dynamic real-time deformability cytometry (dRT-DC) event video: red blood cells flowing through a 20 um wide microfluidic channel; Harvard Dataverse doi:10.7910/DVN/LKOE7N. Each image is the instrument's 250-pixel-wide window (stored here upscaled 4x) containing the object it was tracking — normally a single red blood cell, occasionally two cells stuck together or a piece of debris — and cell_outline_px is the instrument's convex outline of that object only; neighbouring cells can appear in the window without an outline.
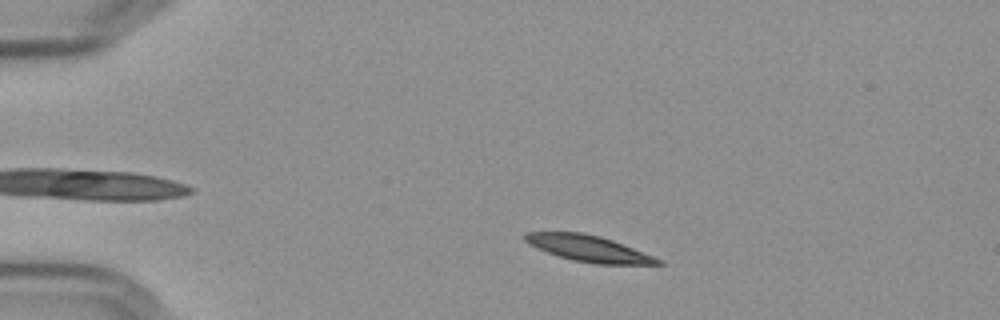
{"species": "Egyptian fruit bat (a non-hibernating species)", "species_latin": "Rousettus aegyptiacus", "temperature_condition": "cold", "stored_images_in_passage": 47, "camera_frame_rate_fps": 3000, "um_per_image_px": 0.085, "frame": {"image": 1, "passage_image": 2, "time_ms": 0.333, "image_size_px": [1000, 320], "cell_outline_px": [[664, 264], [596, 264], [572, 260], [536, 248], [528, 244], [524, 240], [524, 232], [584, 232], [600, 236], [612, 240], [652, 256], [660, 260]], "centroid_in_image_um": [49.96, 21.11], "position_along_channel_um": 35.0, "area_um2": 20.0}}
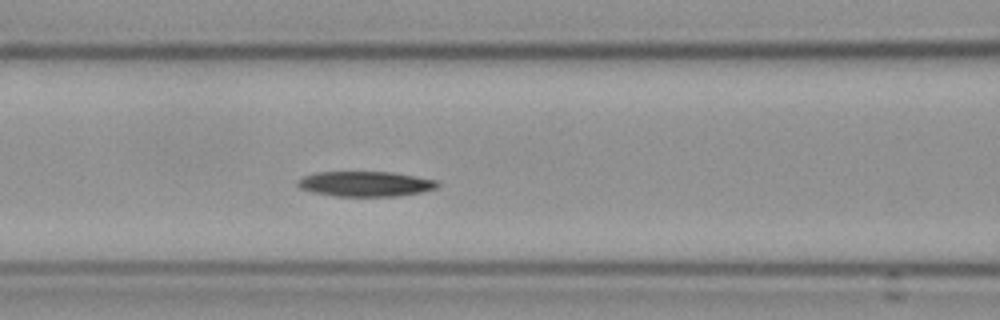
{"frame": {"image": 2, "passage_image": 15, "time_ms": 4.667, "image_size_px": [1000, 320], "cell_outline_px": [[440, 184], [436, 188], [420, 192], [396, 196], [336, 196], [312, 192], [300, 188], [296, 184], [296, 180], [304, 176], [316, 172], [392, 172], [416, 176], [436, 180]], "centroid_in_image_um": [31.03, 15.62], "position_along_channel_um": 135.6, "area_um2": 20.46}}
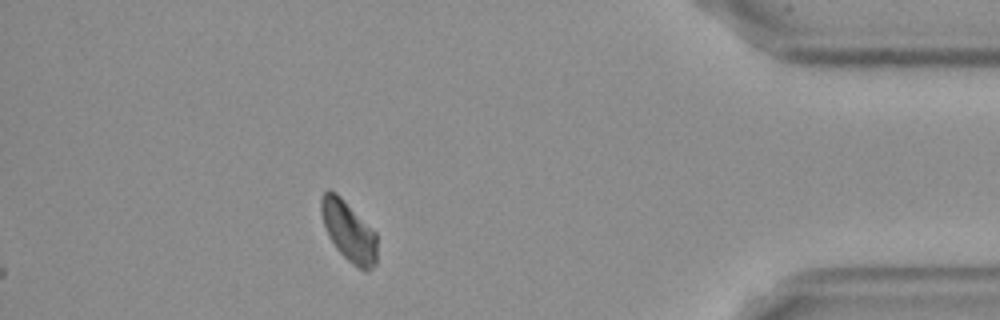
{"frame": {"image": 3, "passage_image": 41, "time_ms": 13.333, "image_size_px": [1000, 320], "cell_outline_px": [[376, 264], [368, 272], [364, 272], [352, 264], [336, 248], [328, 236], [320, 212], [320, 200], [324, 192], [328, 188], [336, 192], [376, 232]], "centroid_in_image_um": [29.63, 19.66], "position_along_channel_um": 405.6, "area_um2": 19.71}, "authors_computed_cell_mechanics": {"area_um2": 20.3456, "velocity_mm_per_s": 3.5816, "shape_relaxation_time_tau1_ms": 8.8935, "shape_relaxation_time_tau2_ms": 10.15, "deformation_change_tau1": 0.151, "deformation_change_tau2": 0.1518}}